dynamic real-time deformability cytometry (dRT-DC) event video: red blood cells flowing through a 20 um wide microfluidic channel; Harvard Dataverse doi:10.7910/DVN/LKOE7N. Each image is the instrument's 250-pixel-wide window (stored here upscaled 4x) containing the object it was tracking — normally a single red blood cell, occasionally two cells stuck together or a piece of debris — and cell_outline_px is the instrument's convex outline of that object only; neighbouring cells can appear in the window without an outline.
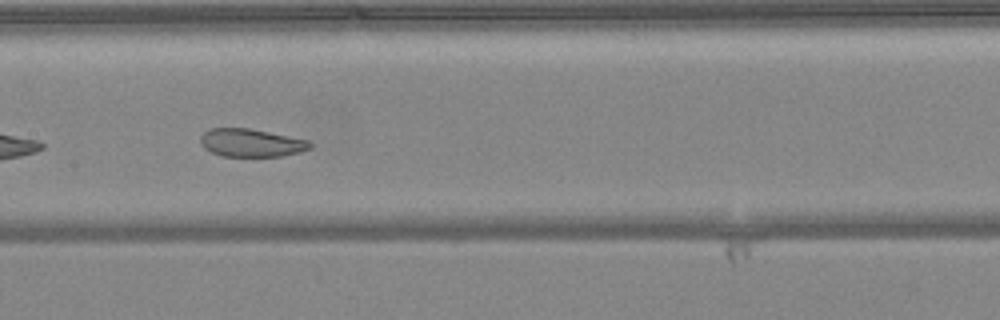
{"species": "common noctule bat (a hibernating species)", "species_latin": "Nyctalus noctula", "temperature_condition": "warm", "stored_images_in_passage": 36, "camera_frame_rate_fps": 3000, "um_per_image_px": 0.085, "animal": {"sex": "female", "body_mass_g": 24.6, "forearm_length_mm": 56.2}, "frame": {"image": 1, "passage_image": 11, "time_ms": 3.333, "image_size_px": [1000, 320], "cell_outline_px": [[312, 148], [300, 152], [280, 156], [220, 156], [204, 148], [200, 144], [200, 136], [208, 128], [248, 128], [308, 140], [312, 144]], "centroid_in_image_um": [21.32, 12.14], "position_along_channel_um": 186.1, "area_um2": 17.86}, "authors_computed_cell_mechanics": {"area_um2": 19.9699, "velocity_mm_per_s": 4.064, "shape_relaxation_time_tau1_ms": 5.0761, "shape_relaxation_time_tau2_ms": 1.5584, "deformation_change_tau1": 0.0892, "deformation_change_tau2": 0.0846}}